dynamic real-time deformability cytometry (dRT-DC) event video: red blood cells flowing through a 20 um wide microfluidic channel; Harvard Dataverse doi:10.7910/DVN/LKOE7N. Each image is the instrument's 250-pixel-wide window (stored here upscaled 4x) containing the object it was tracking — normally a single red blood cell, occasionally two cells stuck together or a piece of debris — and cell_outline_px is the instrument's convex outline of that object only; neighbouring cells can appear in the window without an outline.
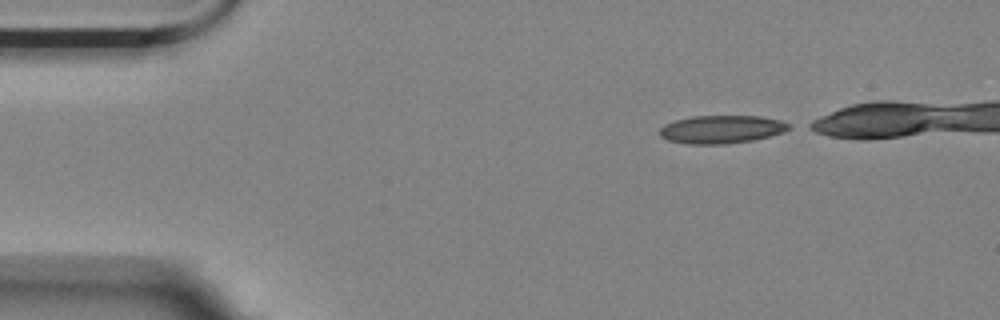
{"species": "Egyptian fruit bat (a non-hibernating species)", "species_latin": "Rousettus aegyptiacus", "temperature_condition": "room temperature", "stored_images_in_passage": 42, "camera_frame_rate_fps": 3000, "um_per_image_px": 0.085, "animal": {"sex": "female"}, "frame": {"image": 1, "passage_image": 1, "time_ms": 0.0, "image_size_px": [1000, 320], "cell_outline_px": [[792, 128], [784, 132], [752, 140], [724, 144], [688, 144], [668, 140], [660, 136], [660, 128], [664, 124], [676, 120], [692, 116], [760, 116], [780, 120], [788, 124]], "centroid_in_image_um": [61.32, 10.99], "position_along_channel_um": 23.7, "area_um2": 21.04}}
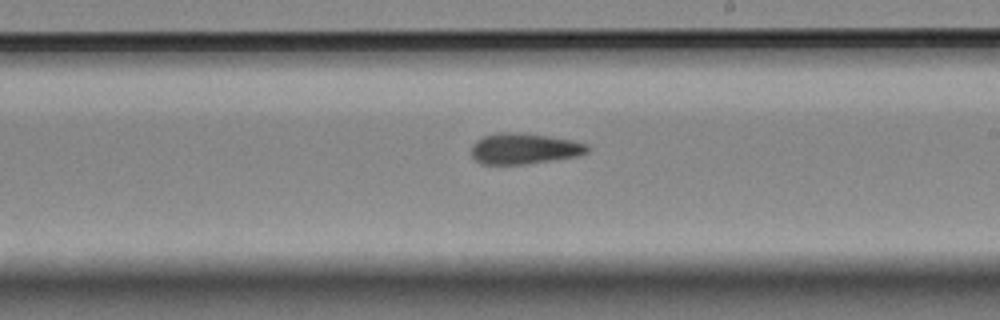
{"frame": {"image": 2, "passage_image": 25, "time_ms": 8.0, "image_size_px": [1000, 320], "cell_outline_px": [[588, 152], [576, 156], [524, 164], [480, 164], [472, 156], [472, 144], [476, 140], [484, 136], [496, 132], [520, 132], [548, 136], [572, 140], [588, 144]], "centroid_in_image_um": [44.52, 12.62], "position_along_channel_um": 244.5, "area_um2": 20.81}}
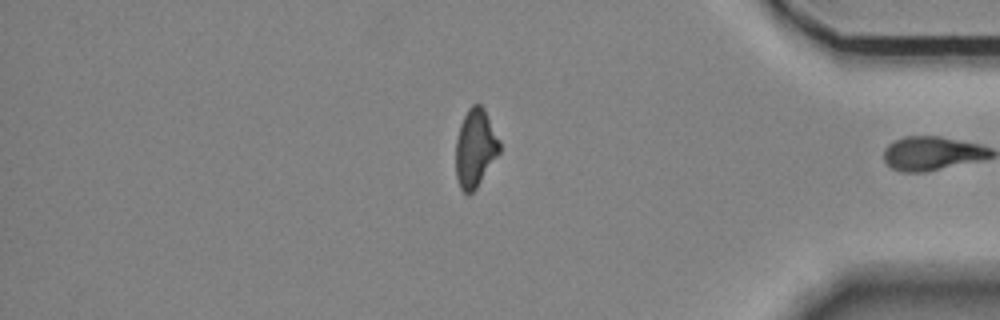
{"frame": {"image": 3, "passage_image": 40, "time_ms": 13.0, "image_size_px": [1000, 320], "cell_outline_px": [[500, 152], [476, 188], [468, 196], [460, 188], [456, 176], [456, 140], [460, 124], [468, 108], [472, 104], [480, 104], [484, 108], [500, 140]], "centroid_in_image_um": [40.39, 12.58], "position_along_channel_um": 394.8, "area_um2": 19.94}, "authors_computed_cell_mechanics": {"area_um2": 20.8658, "velocity_mm_per_s": 3.5684, "shape_relaxation_time_tau1_ms": 6.1944, "shape_relaxation_time_tau2_ms": 3.0471, "deformation_change_tau1": 0.1606, "deformation_change_tau2": 0.1216}}